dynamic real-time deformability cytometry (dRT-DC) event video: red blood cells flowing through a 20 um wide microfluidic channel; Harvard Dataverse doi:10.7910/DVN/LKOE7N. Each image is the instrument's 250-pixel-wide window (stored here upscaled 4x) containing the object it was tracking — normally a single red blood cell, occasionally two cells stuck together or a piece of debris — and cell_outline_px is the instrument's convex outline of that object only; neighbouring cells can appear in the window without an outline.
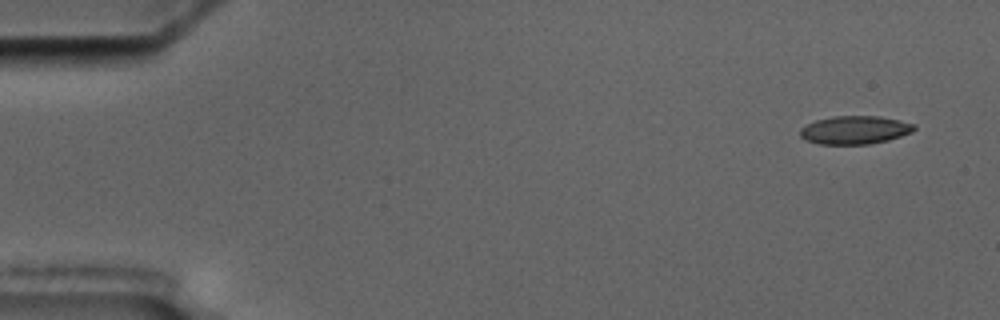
{"species": "common noctule bat (a hibernating species)", "species_latin": "Nyctalus noctula", "temperature_condition": "cold", "stored_images_in_passage": 4, "camera_frame_rate_fps": 3000, "um_per_image_px": 0.085, "animal": {"sex": "male", "body_mass_g": 17.5, "forearm_length_mm": 52.3}, "frame": {"image": 1, "passage_image": 1, "time_ms": 0.0, "image_size_px": [1000, 320], "cell_outline_px": [[916, 128], [912, 132], [888, 140], [868, 144], [820, 144], [804, 140], [800, 136], [800, 128], [816, 120], [832, 116], [880, 116], [900, 120], [916, 124]], "centroid_in_image_um": [72.66, 11.04], "position_along_channel_um": 12.3, "area_um2": 18.84}}